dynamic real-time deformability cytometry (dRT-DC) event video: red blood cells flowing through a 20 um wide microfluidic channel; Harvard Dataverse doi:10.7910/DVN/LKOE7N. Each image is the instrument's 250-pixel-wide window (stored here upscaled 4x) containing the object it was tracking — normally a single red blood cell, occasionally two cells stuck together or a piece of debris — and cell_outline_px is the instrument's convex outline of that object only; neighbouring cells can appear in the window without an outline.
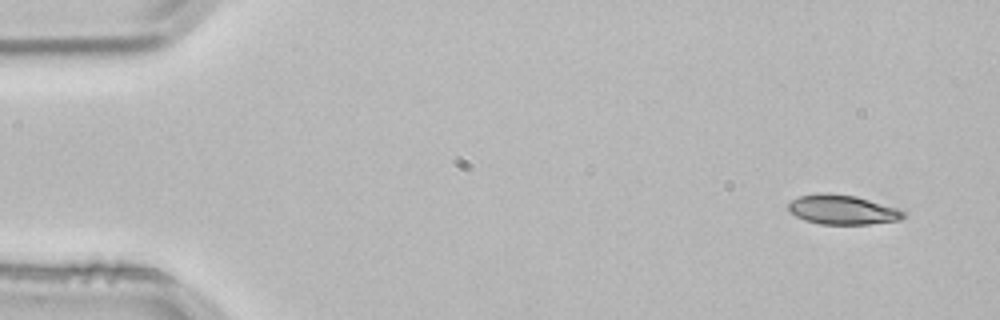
{"species": "common noctule bat (a hibernating species)", "species_latin": "Nyctalus noctula", "temperature_condition": "room temperature", "stored_images_in_passage": 4, "segment_of_instrument_passage": [1, 2], "camera_frame_rate_fps": 3000, "um_per_image_px": 0.085, "animal": {"sex": "male", "body_mass_g": 21.5, "forearm_length_mm": 52.0}, "frame": {"image": 1, "passage_image": 1, "time_ms": 0.0, "image_size_px": [1000, 320], "cell_outline_px": [[908, 216], [900, 220], [868, 224], [820, 224], [804, 220], [796, 216], [788, 208], [788, 204], [792, 200], [800, 196], [828, 192], [856, 196], [896, 208], [904, 212]], "centroid_in_image_um": [71.62, 17.83], "position_along_channel_um": 13.4, "area_um2": 19.65}}
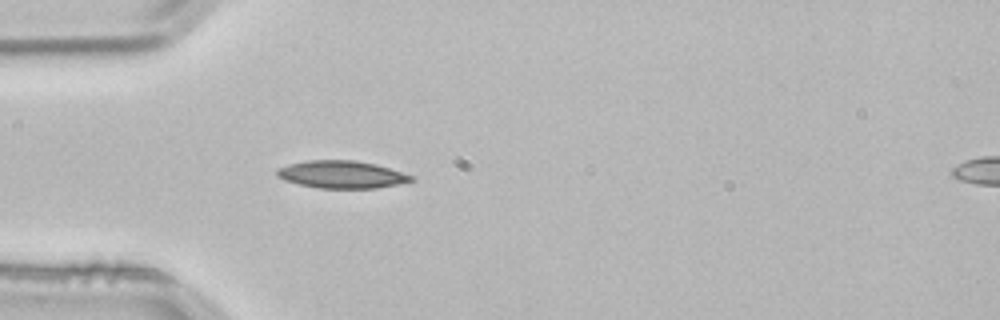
{"frame": {"image": 2, "passage_image": 3, "time_ms": 0.667, "image_size_px": [1000, 320], "cell_outline_px": [[416, 180], [400, 184], [376, 188], [316, 188], [284, 180], [276, 176], [276, 168], [288, 164], [308, 160], [352, 160], [376, 164], [412, 176]], "centroid_in_image_um": [29.0, 14.83], "position_along_channel_um": 56.0, "area_um2": 21.5}}